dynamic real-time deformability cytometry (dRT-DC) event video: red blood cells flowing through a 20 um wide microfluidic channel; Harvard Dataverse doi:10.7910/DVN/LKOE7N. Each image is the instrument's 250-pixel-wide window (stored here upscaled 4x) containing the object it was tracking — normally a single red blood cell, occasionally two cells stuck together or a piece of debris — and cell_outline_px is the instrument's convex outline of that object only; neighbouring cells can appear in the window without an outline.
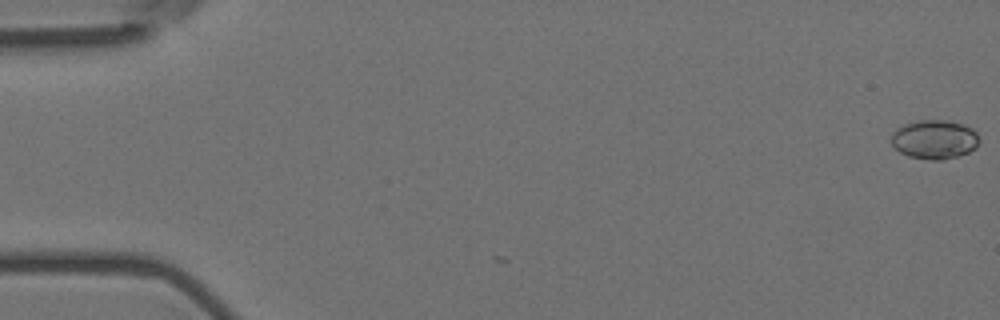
{"species": "Egyptian fruit bat (a non-hibernating species)", "species_latin": "Rousettus aegyptiacus", "temperature_condition": "room temperature", "stored_images_in_passage": 2, "camera_frame_rate_fps": 3000, "um_per_image_px": 0.085, "animal": {"sex": "female"}, "frame": {"image": 1, "passage_image": 2, "time_ms": 0.333, "image_size_px": [1000, 320], "cell_outline_px": [[980, 140], [976, 148], [968, 152], [956, 156], [940, 160], [932, 160], [908, 156], [900, 152], [892, 144], [892, 132], [896, 128], [904, 124], [920, 120], [948, 120], [964, 124], [972, 128], [976, 132]], "centroid_in_image_um": [79.44, 11.84], "position_along_channel_um": 5.6, "area_um2": 20.06}}